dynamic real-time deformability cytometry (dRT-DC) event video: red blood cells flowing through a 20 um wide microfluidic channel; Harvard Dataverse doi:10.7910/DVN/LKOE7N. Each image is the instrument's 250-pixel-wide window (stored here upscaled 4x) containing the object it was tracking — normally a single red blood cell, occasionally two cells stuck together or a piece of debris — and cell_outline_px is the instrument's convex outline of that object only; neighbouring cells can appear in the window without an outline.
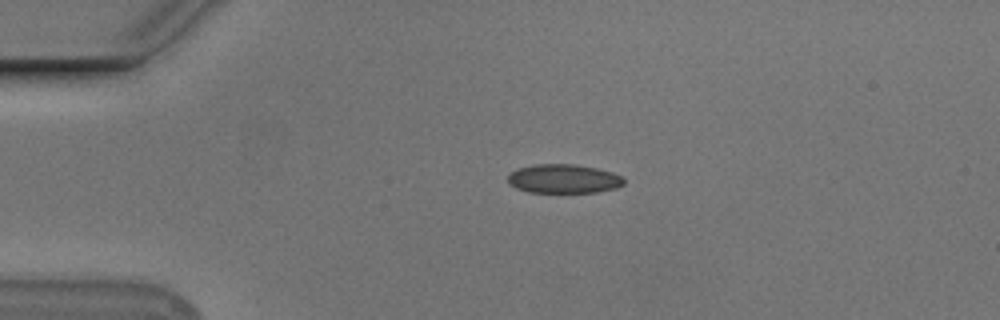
{"species": "Egyptian fruit bat (a non-hibernating species)", "species_latin": "Rousettus aegyptiacus", "temperature_condition": "cold", "stored_images_in_passage": 44, "camera_frame_rate_fps": 3000, "um_per_image_px": 0.085, "animal": {"sex": "male"}, "frame": {"image": 1, "passage_image": 1, "time_ms": 0.0, "image_size_px": [1000, 320], "cell_outline_px": [[624, 184], [616, 188], [596, 192], [528, 192], [516, 188], [508, 184], [508, 176], [512, 172], [520, 168], [532, 164], [576, 164], [596, 168], [612, 172], [620, 176], [624, 180]], "centroid_in_image_um": [47.9, 15.19], "position_along_channel_um": 37.1, "area_um2": 19.54}}
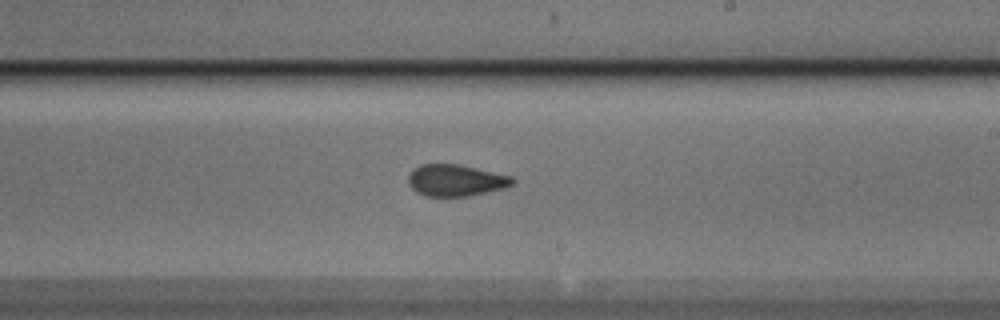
{"frame": {"image": 2, "passage_image": 21, "time_ms": 6.667, "image_size_px": [1000, 320], "cell_outline_px": [[516, 180], [512, 184], [504, 188], [468, 196], [424, 196], [416, 192], [408, 184], [408, 176], [420, 164], [460, 164], [512, 176]], "centroid_in_image_um": [38.74, 15.33], "position_along_channel_um": 250.3, "area_um2": 19.19}}
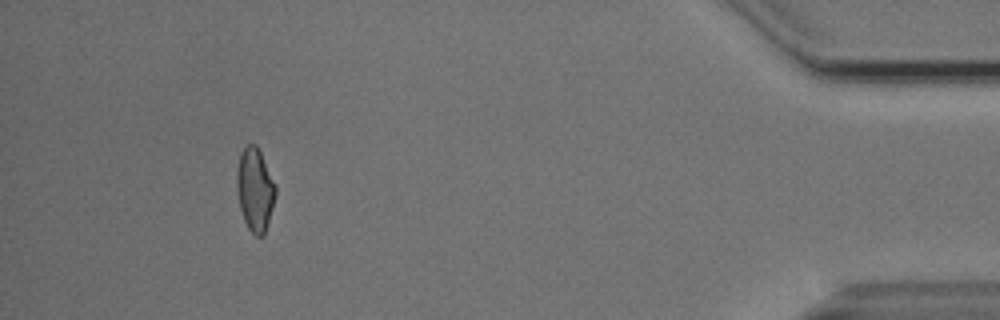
{"frame": {"image": 3, "passage_image": 39, "time_ms": 12.667, "image_size_px": [1000, 320], "cell_outline_px": [[276, 196], [264, 236], [256, 236], [248, 228], [244, 220], [240, 208], [236, 188], [236, 172], [240, 152], [248, 144], [256, 144], [276, 184]], "centroid_in_image_um": [21.67, 16.11], "position_along_channel_um": 413.5, "area_um2": 18.9}}